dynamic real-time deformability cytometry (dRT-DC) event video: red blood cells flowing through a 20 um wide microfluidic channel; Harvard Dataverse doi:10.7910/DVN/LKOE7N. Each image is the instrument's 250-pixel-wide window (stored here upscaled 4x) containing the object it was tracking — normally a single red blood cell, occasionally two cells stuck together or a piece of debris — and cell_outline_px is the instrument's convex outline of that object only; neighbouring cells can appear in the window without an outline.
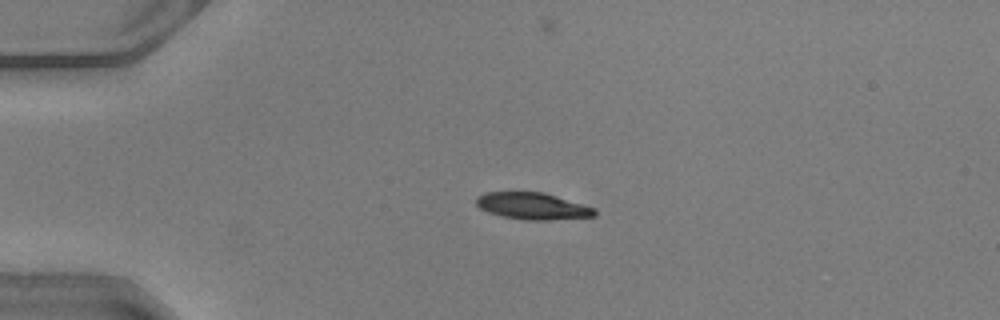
{"species": "common noctule bat (a hibernating species)", "species_latin": "Nyctalus noctula", "temperature_condition": "warm", "stored_images_in_passage": 18, "camera_frame_rate_fps": 3000, "um_per_image_px": 0.085, "animal": {"sex": "male", "body_mass_g": 20.5, "forearm_length_mm": 52.5}, "frame": {"image": 1, "passage_image": 1, "time_ms": 0.0, "image_size_px": [1000, 320], "cell_outline_px": [[596, 216], [548, 220], [524, 220], [500, 216], [488, 212], [480, 208], [476, 204], [476, 196], [484, 192], [544, 192], [596, 208]], "centroid_in_image_um": [45.26, 17.51], "position_along_channel_um": 39.7, "area_um2": 18.61}}
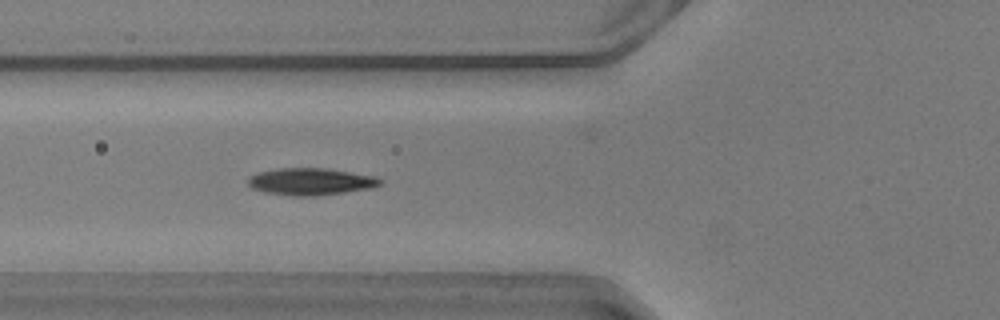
{"frame": {"image": 2, "passage_image": 8, "time_ms": 2.333, "image_size_px": [1000, 320], "cell_outline_px": [[384, 180], [380, 184], [372, 188], [344, 192], [312, 196], [292, 196], [264, 192], [252, 188], [248, 184], [248, 176], [260, 172], [280, 168], [324, 168], [376, 176]], "centroid_in_image_um": [26.41, 15.43], "position_along_channel_um": 99.4, "area_um2": 20.75}}
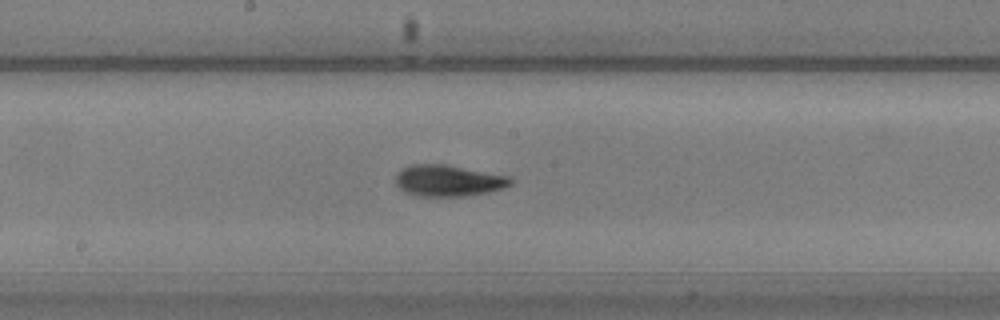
{"frame": {"image": 3, "passage_image": 16, "time_ms": 5.0, "image_size_px": [1000, 320], "cell_outline_px": [[512, 184], [504, 188], [488, 192], [464, 196], [416, 196], [404, 192], [396, 184], [396, 176], [404, 168], [412, 164], [444, 164], [512, 176]], "centroid_in_image_um": [38.14, 15.36], "position_along_channel_um": 210.1, "area_um2": 21.04}}